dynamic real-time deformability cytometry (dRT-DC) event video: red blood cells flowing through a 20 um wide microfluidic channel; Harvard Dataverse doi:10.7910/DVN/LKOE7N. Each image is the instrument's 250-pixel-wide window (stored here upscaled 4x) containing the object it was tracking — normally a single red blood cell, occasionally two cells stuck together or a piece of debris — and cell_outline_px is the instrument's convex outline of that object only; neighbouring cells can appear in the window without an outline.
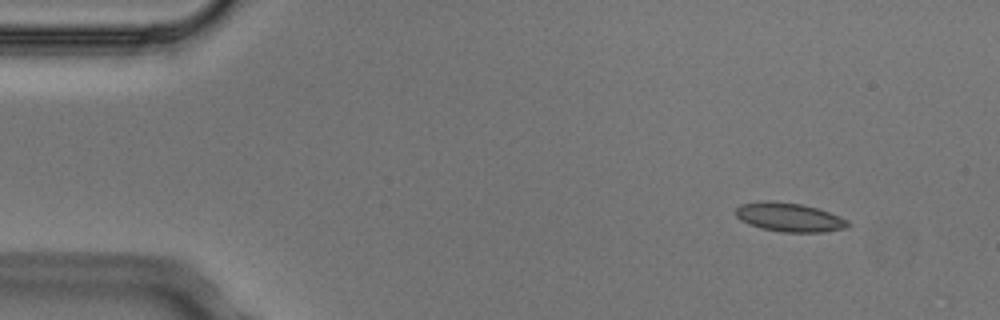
{"species": "Egyptian fruit bat (a non-hibernating species)", "species_latin": "Rousettus aegyptiacus", "temperature_condition": "cold", "stored_images_in_passage": 4, "camera_frame_rate_fps": 3000, "um_per_image_px": 0.085, "animal": {"sex": "male"}, "frame": {"image": 1, "passage_image": 1, "time_ms": 0.0, "image_size_px": [1000, 320], "cell_outline_px": [[852, 224], [848, 228], [824, 232], [780, 232], [760, 228], [748, 224], [740, 220], [736, 216], [736, 208], [740, 204], [760, 200], [772, 200], [800, 204], [816, 208], [840, 216], [848, 220]], "centroid_in_image_um": [67.08, 18.47], "position_along_channel_um": 17.9, "area_um2": 19.19}}
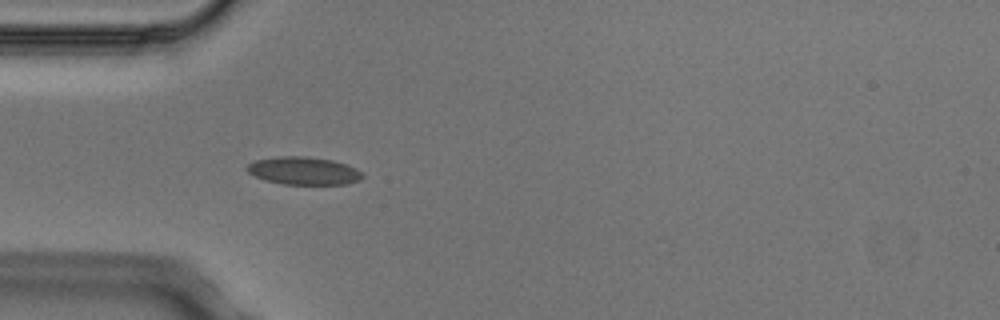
{"frame": {"image": 2, "passage_image": 4, "time_ms": 1.0, "image_size_px": [1000, 320], "cell_outline_px": [[364, 176], [360, 180], [348, 184], [284, 184], [264, 180], [248, 172], [244, 168], [248, 164], [256, 160], [280, 156], [304, 156], [332, 160], [348, 164], [364, 172]], "centroid_in_image_um": [25.85, 14.52], "position_along_channel_um": 59.2, "area_um2": 18.84}}